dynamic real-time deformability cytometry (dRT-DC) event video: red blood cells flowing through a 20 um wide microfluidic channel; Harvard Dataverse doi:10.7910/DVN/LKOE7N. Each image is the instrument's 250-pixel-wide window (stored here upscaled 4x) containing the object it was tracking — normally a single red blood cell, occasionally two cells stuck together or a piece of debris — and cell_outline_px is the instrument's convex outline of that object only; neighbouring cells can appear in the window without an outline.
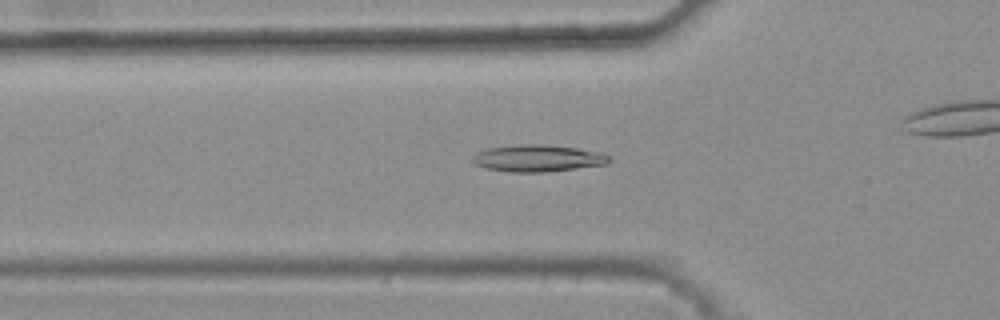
{"species": "common noctule bat (a hibernating species)", "species_latin": "Nyctalus noctula", "temperature_condition": "warm", "stored_images_in_passage": 47, "camera_frame_rate_fps": 3000, "um_per_image_px": 0.085, "animal": {"sex": "female", "body_mass_g": 25.1}, "frame": {"image": 1, "passage_image": 18, "time_ms": 5.667, "image_size_px": [1000, 320], "cell_outline_px": [[612, 160], [608, 164], [544, 172], [508, 172], [488, 168], [476, 164], [472, 160], [472, 156], [488, 148], [520, 144], [540, 144], [576, 148], [600, 152], [608, 156]], "centroid_in_image_um": [45.74, 13.45], "position_along_channel_um": 80.1, "area_um2": 21.15}}
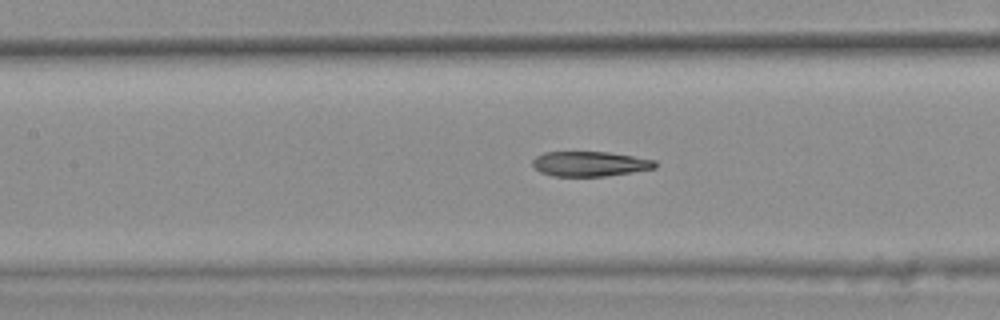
{"frame": {"image": 2, "passage_image": 24, "time_ms": 7.667, "image_size_px": [1000, 320], "cell_outline_px": [[656, 168], [632, 172], [604, 176], [552, 176], [540, 172], [532, 164], [532, 160], [536, 156], [544, 152], [608, 152], [656, 160]], "centroid_in_image_um": [50.13, 13.92], "position_along_channel_um": 157.3, "area_um2": 17.74}}
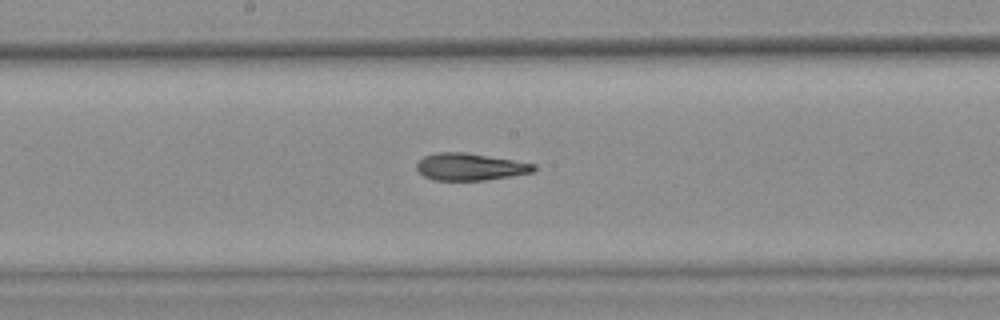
{"frame": {"image": 3, "passage_image": 28, "time_ms": 9.0, "image_size_px": [1000, 320], "cell_outline_px": [[536, 168], [532, 172], [484, 180], [432, 180], [424, 176], [416, 168], [416, 164], [424, 156], [436, 152], [464, 152], [536, 164]], "centroid_in_image_um": [39.91, 14.17], "position_along_channel_um": 208.3, "area_um2": 18.26}, "authors_computed_cell_mechanics": {"area_um2": 19.4208, "velocity_mm_per_s": 3.8378, "shape_relaxation_time_tau1_ms": null, "shape_relaxation_time_tau2_ms": 3.4668, "deformation_change_tau1": null, "deformation_change_tau2": 0.1133}}